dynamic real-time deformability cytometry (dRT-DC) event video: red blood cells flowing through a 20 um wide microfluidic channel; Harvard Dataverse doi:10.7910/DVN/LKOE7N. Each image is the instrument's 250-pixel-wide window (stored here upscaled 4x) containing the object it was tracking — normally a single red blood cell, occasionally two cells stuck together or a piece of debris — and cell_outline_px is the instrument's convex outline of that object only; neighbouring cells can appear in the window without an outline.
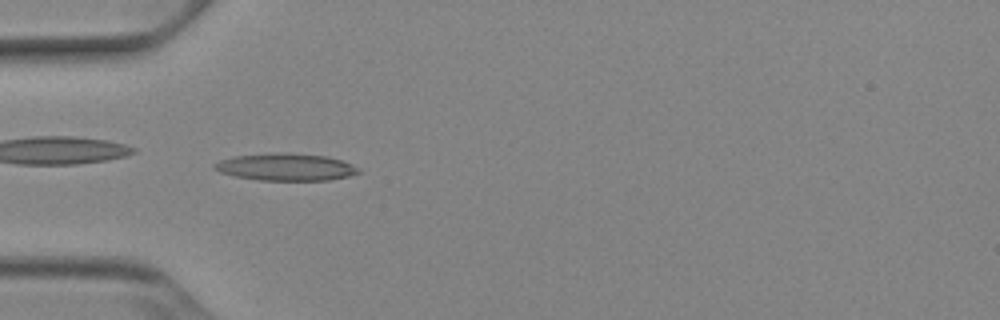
{"species": "Egyptian fruit bat (a non-hibernating species)", "species_latin": "Rousettus aegyptiacus", "temperature_condition": "cold", "stored_images_in_passage": 51, "camera_frame_rate_fps": 3000, "um_per_image_px": 0.085, "animal": {"sex": "female"}, "frame": {"image": 1, "passage_image": 15, "time_ms": 4.667, "image_size_px": [1000, 320], "cell_outline_px": [[360, 172], [348, 176], [328, 180], [260, 180], [236, 176], [220, 172], [212, 168], [212, 164], [220, 160], [232, 156], [280, 152], [284, 152], [328, 156], [352, 164], [360, 168]], "centroid_in_image_um": [24.28, 14.19], "position_along_channel_um": 60.7, "area_um2": 22.89}}
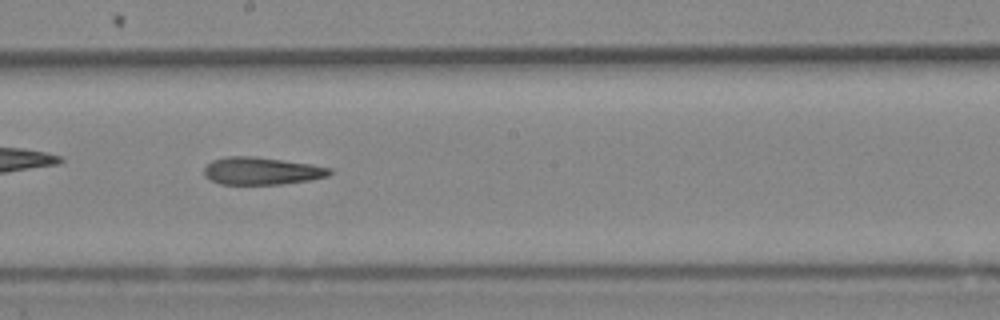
{"frame": {"image": 2, "passage_image": 28, "time_ms": 9.0, "image_size_px": [1000, 320], "cell_outline_px": [[332, 172], [328, 176], [308, 180], [280, 184], [220, 184], [204, 176], [204, 168], [212, 160], [228, 156], [252, 156], [312, 164], [332, 168]], "centroid_in_image_um": [22.23, 14.52], "position_along_channel_um": 226.0, "area_um2": 20.0}}
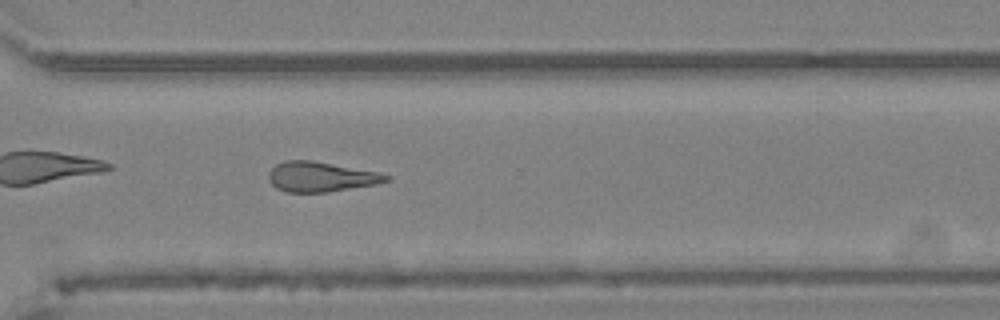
{"frame": {"image": 3, "passage_image": 37, "time_ms": 12.0, "image_size_px": [1000, 320], "cell_outline_px": [[392, 176], [388, 180], [376, 184], [328, 192], [288, 192], [276, 188], [268, 180], [268, 172], [276, 164], [284, 160], [312, 160], [376, 172]], "centroid_in_image_um": [27.22, 15.02], "position_along_channel_um": 343.4, "area_um2": 20.4}, "authors_computed_cell_mechanics": {"area_um2": 20.6924, "velocity_mm_per_s": 3.8963, "shape_relaxation_time_tau1_ms": null, "shape_relaxation_time_tau2_ms": 10.6272, "deformation_change_tau1": null, "deformation_change_tau2": 0.3014}}